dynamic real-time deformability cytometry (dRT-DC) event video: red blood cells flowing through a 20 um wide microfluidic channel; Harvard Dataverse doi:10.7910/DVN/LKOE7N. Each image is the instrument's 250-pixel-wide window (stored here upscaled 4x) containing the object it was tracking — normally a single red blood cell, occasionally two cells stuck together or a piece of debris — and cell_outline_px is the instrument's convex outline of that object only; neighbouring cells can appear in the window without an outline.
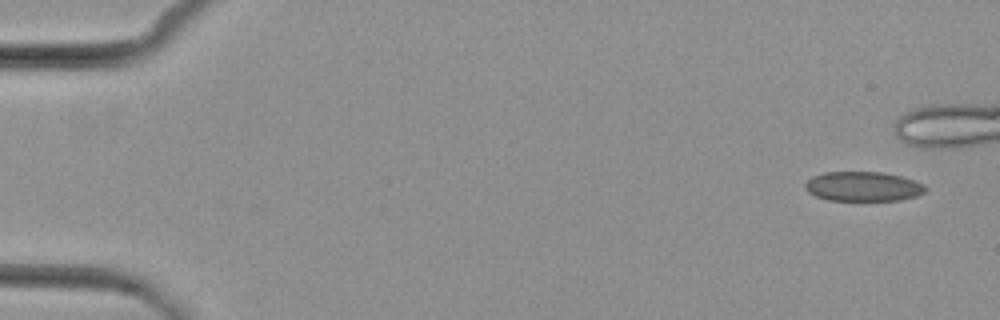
{"species": "common noctule bat (a hibernating species)", "species_latin": "Nyctalus noctula", "temperature_condition": "cold", "stored_images_in_passage": 7, "camera_frame_rate_fps": 3000, "um_per_image_px": 0.085, "animal": {"sex": "female", "body_mass_g": 29.2, "forearm_length_mm": 56.3}, "frame": {"image": 1, "passage_image": 1, "time_ms": 0.0, "image_size_px": [1000, 320], "cell_outline_px": [[924, 192], [916, 196], [900, 200], [828, 200], [816, 196], [808, 192], [804, 188], [804, 184], [812, 176], [824, 172], [884, 172], [900, 176], [924, 184]], "centroid_in_image_um": [73.32, 15.84], "position_along_channel_um": 11.7, "area_um2": 20.63}}